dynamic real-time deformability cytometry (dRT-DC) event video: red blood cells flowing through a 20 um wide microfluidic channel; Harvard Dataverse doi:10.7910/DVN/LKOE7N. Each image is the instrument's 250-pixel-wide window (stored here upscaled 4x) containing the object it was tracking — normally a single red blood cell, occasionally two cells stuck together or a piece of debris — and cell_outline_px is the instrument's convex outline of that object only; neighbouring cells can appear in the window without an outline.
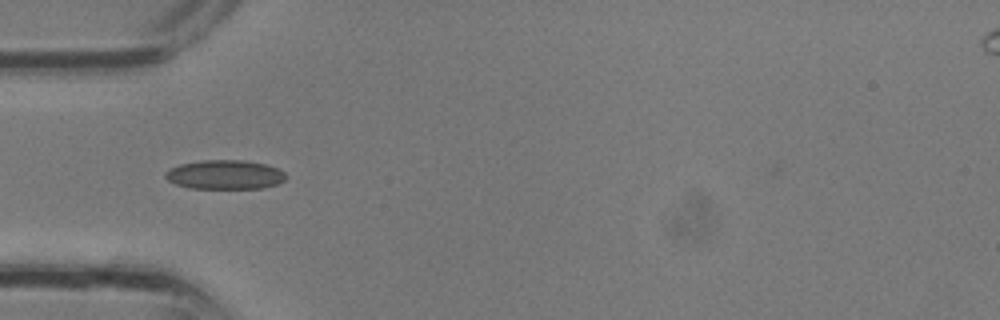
{"species": "common noctule bat (a hibernating species)", "species_latin": "Nyctalus noctula", "temperature_condition": "room temperature", "stored_images_in_passage": 24, "camera_frame_rate_fps": 3000, "um_per_image_px": 0.085, "animal": {"sex": "male", "body_mass_g": 13.3}, "frame": {"image": 1, "passage_image": 1, "time_ms": 0.0, "image_size_px": [1000, 320], "cell_outline_px": [[288, 176], [284, 180], [276, 184], [260, 188], [188, 188], [176, 184], [168, 180], [164, 176], [164, 172], [168, 168], [180, 164], [200, 160], [244, 160], [268, 164], [284, 172]], "centroid_in_image_um": [19.09, 14.83], "position_along_channel_um": 65.9, "area_um2": 20.63}}
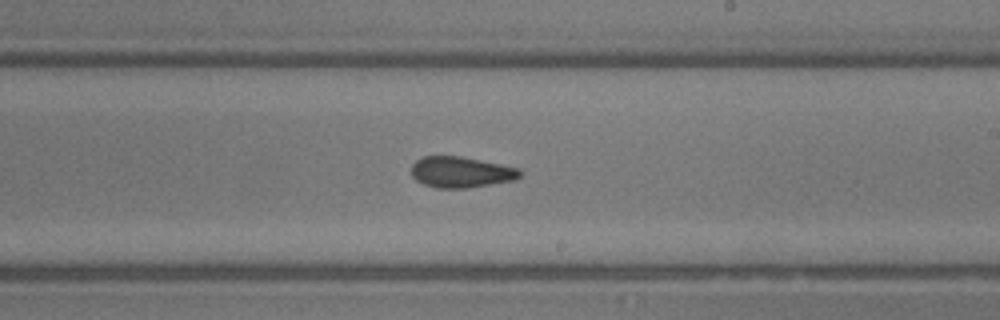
{"frame": {"image": 2, "passage_image": 10, "time_ms": 3.0, "image_size_px": [1000, 320], "cell_outline_px": [[524, 172], [516, 180], [468, 188], [436, 188], [424, 184], [416, 180], [412, 176], [412, 164], [416, 160], [424, 156], [460, 156], [520, 168]], "centroid_in_image_um": [39.21, 14.63], "position_along_channel_um": 249.8, "area_um2": 19.71}}
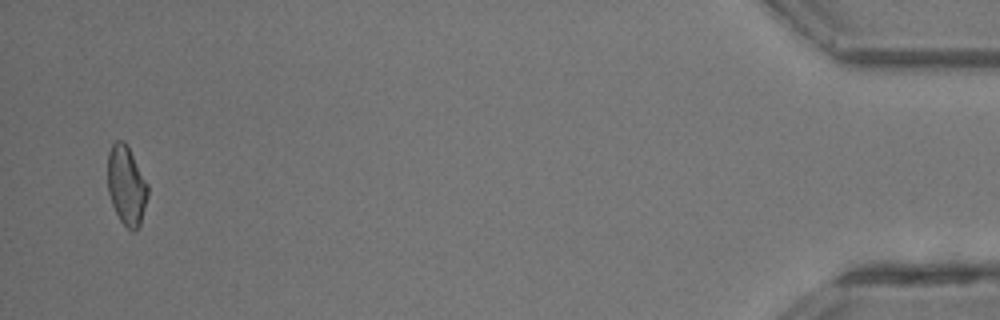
{"frame": {"image": 3, "passage_image": 23, "time_ms": 7.333, "image_size_px": [1000, 320], "cell_outline_px": [[148, 196], [140, 224], [132, 232], [120, 220], [112, 204], [108, 192], [108, 152], [112, 144], [116, 140], [124, 140], [148, 184]], "centroid_in_image_um": [10.74, 15.75], "position_along_channel_um": 424.5, "area_um2": 18.32}}